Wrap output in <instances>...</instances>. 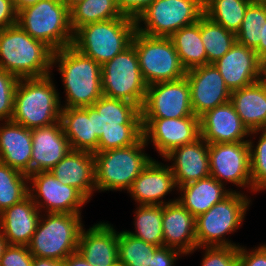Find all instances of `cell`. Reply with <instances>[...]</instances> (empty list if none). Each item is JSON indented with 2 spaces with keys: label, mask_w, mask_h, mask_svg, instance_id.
<instances>
[{
  "label": "cell",
  "mask_w": 266,
  "mask_h": 266,
  "mask_svg": "<svg viewBox=\"0 0 266 266\" xmlns=\"http://www.w3.org/2000/svg\"><path fill=\"white\" fill-rule=\"evenodd\" d=\"M266 22V1L253 0L247 7L242 25L236 34L237 42L255 50L261 39V26Z\"/></svg>",
  "instance_id": "cell-38"
},
{
  "label": "cell",
  "mask_w": 266,
  "mask_h": 266,
  "mask_svg": "<svg viewBox=\"0 0 266 266\" xmlns=\"http://www.w3.org/2000/svg\"><path fill=\"white\" fill-rule=\"evenodd\" d=\"M77 251L92 266H119L118 232L102 221L87 230L83 227Z\"/></svg>",
  "instance_id": "cell-21"
},
{
  "label": "cell",
  "mask_w": 266,
  "mask_h": 266,
  "mask_svg": "<svg viewBox=\"0 0 266 266\" xmlns=\"http://www.w3.org/2000/svg\"><path fill=\"white\" fill-rule=\"evenodd\" d=\"M51 75L18 80L12 122L34 129L60 121L61 97Z\"/></svg>",
  "instance_id": "cell-3"
},
{
  "label": "cell",
  "mask_w": 266,
  "mask_h": 266,
  "mask_svg": "<svg viewBox=\"0 0 266 266\" xmlns=\"http://www.w3.org/2000/svg\"><path fill=\"white\" fill-rule=\"evenodd\" d=\"M17 14L13 0H0V30L17 24Z\"/></svg>",
  "instance_id": "cell-46"
},
{
  "label": "cell",
  "mask_w": 266,
  "mask_h": 266,
  "mask_svg": "<svg viewBox=\"0 0 266 266\" xmlns=\"http://www.w3.org/2000/svg\"><path fill=\"white\" fill-rule=\"evenodd\" d=\"M224 186L226 185L209 175L178 187L177 191L179 190L181 196L177 200L196 218L235 191Z\"/></svg>",
  "instance_id": "cell-29"
},
{
  "label": "cell",
  "mask_w": 266,
  "mask_h": 266,
  "mask_svg": "<svg viewBox=\"0 0 266 266\" xmlns=\"http://www.w3.org/2000/svg\"><path fill=\"white\" fill-rule=\"evenodd\" d=\"M135 20L126 16L89 23L74 32L72 46L101 66L132 44Z\"/></svg>",
  "instance_id": "cell-6"
},
{
  "label": "cell",
  "mask_w": 266,
  "mask_h": 266,
  "mask_svg": "<svg viewBox=\"0 0 266 266\" xmlns=\"http://www.w3.org/2000/svg\"><path fill=\"white\" fill-rule=\"evenodd\" d=\"M33 259L28 246L8 244L0 259V266H32Z\"/></svg>",
  "instance_id": "cell-42"
},
{
  "label": "cell",
  "mask_w": 266,
  "mask_h": 266,
  "mask_svg": "<svg viewBox=\"0 0 266 266\" xmlns=\"http://www.w3.org/2000/svg\"><path fill=\"white\" fill-rule=\"evenodd\" d=\"M195 217L179 202L163 205L162 229L164 246L192 254L197 249Z\"/></svg>",
  "instance_id": "cell-24"
},
{
  "label": "cell",
  "mask_w": 266,
  "mask_h": 266,
  "mask_svg": "<svg viewBox=\"0 0 266 266\" xmlns=\"http://www.w3.org/2000/svg\"><path fill=\"white\" fill-rule=\"evenodd\" d=\"M201 39L207 54V64H213L222 58L237 41L236 34L205 14L201 16Z\"/></svg>",
  "instance_id": "cell-35"
},
{
  "label": "cell",
  "mask_w": 266,
  "mask_h": 266,
  "mask_svg": "<svg viewBox=\"0 0 266 266\" xmlns=\"http://www.w3.org/2000/svg\"><path fill=\"white\" fill-rule=\"evenodd\" d=\"M157 248L130 235L127 230L118 232L119 266H151Z\"/></svg>",
  "instance_id": "cell-36"
},
{
  "label": "cell",
  "mask_w": 266,
  "mask_h": 266,
  "mask_svg": "<svg viewBox=\"0 0 266 266\" xmlns=\"http://www.w3.org/2000/svg\"><path fill=\"white\" fill-rule=\"evenodd\" d=\"M40 0H13L15 9L17 12L21 11L22 9L34 5Z\"/></svg>",
  "instance_id": "cell-50"
},
{
  "label": "cell",
  "mask_w": 266,
  "mask_h": 266,
  "mask_svg": "<svg viewBox=\"0 0 266 266\" xmlns=\"http://www.w3.org/2000/svg\"><path fill=\"white\" fill-rule=\"evenodd\" d=\"M121 17L123 14L116 0H84L70 9V25L73 32L89 23Z\"/></svg>",
  "instance_id": "cell-32"
},
{
  "label": "cell",
  "mask_w": 266,
  "mask_h": 266,
  "mask_svg": "<svg viewBox=\"0 0 266 266\" xmlns=\"http://www.w3.org/2000/svg\"><path fill=\"white\" fill-rule=\"evenodd\" d=\"M262 131V132H261ZM261 133L259 140L254 144V135ZM248 140L250 150V169L252 188L254 193L266 189V130L250 131ZM253 136V137H251Z\"/></svg>",
  "instance_id": "cell-39"
},
{
  "label": "cell",
  "mask_w": 266,
  "mask_h": 266,
  "mask_svg": "<svg viewBox=\"0 0 266 266\" xmlns=\"http://www.w3.org/2000/svg\"><path fill=\"white\" fill-rule=\"evenodd\" d=\"M53 53L18 24L0 30V68L19 79L51 74Z\"/></svg>",
  "instance_id": "cell-4"
},
{
  "label": "cell",
  "mask_w": 266,
  "mask_h": 266,
  "mask_svg": "<svg viewBox=\"0 0 266 266\" xmlns=\"http://www.w3.org/2000/svg\"><path fill=\"white\" fill-rule=\"evenodd\" d=\"M169 38L186 71L207 65V54L201 39V17L197 22L175 31Z\"/></svg>",
  "instance_id": "cell-31"
},
{
  "label": "cell",
  "mask_w": 266,
  "mask_h": 266,
  "mask_svg": "<svg viewBox=\"0 0 266 266\" xmlns=\"http://www.w3.org/2000/svg\"><path fill=\"white\" fill-rule=\"evenodd\" d=\"M238 247L239 266H266V244H261L253 249Z\"/></svg>",
  "instance_id": "cell-43"
},
{
  "label": "cell",
  "mask_w": 266,
  "mask_h": 266,
  "mask_svg": "<svg viewBox=\"0 0 266 266\" xmlns=\"http://www.w3.org/2000/svg\"><path fill=\"white\" fill-rule=\"evenodd\" d=\"M154 0H116L123 16L136 20Z\"/></svg>",
  "instance_id": "cell-44"
},
{
  "label": "cell",
  "mask_w": 266,
  "mask_h": 266,
  "mask_svg": "<svg viewBox=\"0 0 266 266\" xmlns=\"http://www.w3.org/2000/svg\"><path fill=\"white\" fill-rule=\"evenodd\" d=\"M31 134V174L49 172L71 151L61 121L47 127L31 129Z\"/></svg>",
  "instance_id": "cell-23"
},
{
  "label": "cell",
  "mask_w": 266,
  "mask_h": 266,
  "mask_svg": "<svg viewBox=\"0 0 266 266\" xmlns=\"http://www.w3.org/2000/svg\"><path fill=\"white\" fill-rule=\"evenodd\" d=\"M199 125L200 136L208 144L248 142L249 140L250 131L242 123L230 101L201 115Z\"/></svg>",
  "instance_id": "cell-20"
},
{
  "label": "cell",
  "mask_w": 266,
  "mask_h": 266,
  "mask_svg": "<svg viewBox=\"0 0 266 266\" xmlns=\"http://www.w3.org/2000/svg\"><path fill=\"white\" fill-rule=\"evenodd\" d=\"M28 195V175L0 162V213Z\"/></svg>",
  "instance_id": "cell-37"
},
{
  "label": "cell",
  "mask_w": 266,
  "mask_h": 266,
  "mask_svg": "<svg viewBox=\"0 0 266 266\" xmlns=\"http://www.w3.org/2000/svg\"><path fill=\"white\" fill-rule=\"evenodd\" d=\"M19 78L0 68V121H11Z\"/></svg>",
  "instance_id": "cell-40"
},
{
  "label": "cell",
  "mask_w": 266,
  "mask_h": 266,
  "mask_svg": "<svg viewBox=\"0 0 266 266\" xmlns=\"http://www.w3.org/2000/svg\"><path fill=\"white\" fill-rule=\"evenodd\" d=\"M209 144L200 136L192 143L173 149L163 159L170 168L177 188L210 175Z\"/></svg>",
  "instance_id": "cell-22"
},
{
  "label": "cell",
  "mask_w": 266,
  "mask_h": 266,
  "mask_svg": "<svg viewBox=\"0 0 266 266\" xmlns=\"http://www.w3.org/2000/svg\"><path fill=\"white\" fill-rule=\"evenodd\" d=\"M103 96L143 106L147 84L139 67L133 44L101 66Z\"/></svg>",
  "instance_id": "cell-10"
},
{
  "label": "cell",
  "mask_w": 266,
  "mask_h": 266,
  "mask_svg": "<svg viewBox=\"0 0 266 266\" xmlns=\"http://www.w3.org/2000/svg\"><path fill=\"white\" fill-rule=\"evenodd\" d=\"M141 110L142 119H177L193 114L190 86L186 77L147 86Z\"/></svg>",
  "instance_id": "cell-14"
},
{
  "label": "cell",
  "mask_w": 266,
  "mask_h": 266,
  "mask_svg": "<svg viewBox=\"0 0 266 266\" xmlns=\"http://www.w3.org/2000/svg\"><path fill=\"white\" fill-rule=\"evenodd\" d=\"M64 266H92L85 258L77 251L70 254L63 262Z\"/></svg>",
  "instance_id": "cell-47"
},
{
  "label": "cell",
  "mask_w": 266,
  "mask_h": 266,
  "mask_svg": "<svg viewBox=\"0 0 266 266\" xmlns=\"http://www.w3.org/2000/svg\"><path fill=\"white\" fill-rule=\"evenodd\" d=\"M98 152L132 146L143 137L140 108L127 101L102 96L88 106Z\"/></svg>",
  "instance_id": "cell-1"
},
{
  "label": "cell",
  "mask_w": 266,
  "mask_h": 266,
  "mask_svg": "<svg viewBox=\"0 0 266 266\" xmlns=\"http://www.w3.org/2000/svg\"><path fill=\"white\" fill-rule=\"evenodd\" d=\"M7 245H8L7 240L3 237L2 233L0 232V259Z\"/></svg>",
  "instance_id": "cell-51"
},
{
  "label": "cell",
  "mask_w": 266,
  "mask_h": 266,
  "mask_svg": "<svg viewBox=\"0 0 266 266\" xmlns=\"http://www.w3.org/2000/svg\"><path fill=\"white\" fill-rule=\"evenodd\" d=\"M230 102L249 131L266 130V77L231 91Z\"/></svg>",
  "instance_id": "cell-28"
},
{
  "label": "cell",
  "mask_w": 266,
  "mask_h": 266,
  "mask_svg": "<svg viewBox=\"0 0 266 266\" xmlns=\"http://www.w3.org/2000/svg\"><path fill=\"white\" fill-rule=\"evenodd\" d=\"M62 262L51 258H40L34 256L32 266H61Z\"/></svg>",
  "instance_id": "cell-49"
},
{
  "label": "cell",
  "mask_w": 266,
  "mask_h": 266,
  "mask_svg": "<svg viewBox=\"0 0 266 266\" xmlns=\"http://www.w3.org/2000/svg\"><path fill=\"white\" fill-rule=\"evenodd\" d=\"M134 215L135 231L130 235L154 246H164L162 216L163 205H137Z\"/></svg>",
  "instance_id": "cell-33"
},
{
  "label": "cell",
  "mask_w": 266,
  "mask_h": 266,
  "mask_svg": "<svg viewBox=\"0 0 266 266\" xmlns=\"http://www.w3.org/2000/svg\"><path fill=\"white\" fill-rule=\"evenodd\" d=\"M208 153L210 176L222 184L229 182L254 192L248 142L209 144Z\"/></svg>",
  "instance_id": "cell-15"
},
{
  "label": "cell",
  "mask_w": 266,
  "mask_h": 266,
  "mask_svg": "<svg viewBox=\"0 0 266 266\" xmlns=\"http://www.w3.org/2000/svg\"><path fill=\"white\" fill-rule=\"evenodd\" d=\"M253 0H204V14L226 30L237 34L248 5Z\"/></svg>",
  "instance_id": "cell-34"
},
{
  "label": "cell",
  "mask_w": 266,
  "mask_h": 266,
  "mask_svg": "<svg viewBox=\"0 0 266 266\" xmlns=\"http://www.w3.org/2000/svg\"><path fill=\"white\" fill-rule=\"evenodd\" d=\"M32 150L31 129L12 121L0 123V162L30 175Z\"/></svg>",
  "instance_id": "cell-27"
},
{
  "label": "cell",
  "mask_w": 266,
  "mask_h": 266,
  "mask_svg": "<svg viewBox=\"0 0 266 266\" xmlns=\"http://www.w3.org/2000/svg\"><path fill=\"white\" fill-rule=\"evenodd\" d=\"M62 1L67 5L69 9H71L74 5L84 0H62Z\"/></svg>",
  "instance_id": "cell-52"
},
{
  "label": "cell",
  "mask_w": 266,
  "mask_h": 266,
  "mask_svg": "<svg viewBox=\"0 0 266 266\" xmlns=\"http://www.w3.org/2000/svg\"><path fill=\"white\" fill-rule=\"evenodd\" d=\"M60 121L71 150L98 152L99 138L93 134L92 117L86 107H62Z\"/></svg>",
  "instance_id": "cell-30"
},
{
  "label": "cell",
  "mask_w": 266,
  "mask_h": 266,
  "mask_svg": "<svg viewBox=\"0 0 266 266\" xmlns=\"http://www.w3.org/2000/svg\"><path fill=\"white\" fill-rule=\"evenodd\" d=\"M252 200L240 191H232L207 212L195 218L197 249L204 247H239L226 235L236 232L245 220L246 211Z\"/></svg>",
  "instance_id": "cell-5"
},
{
  "label": "cell",
  "mask_w": 266,
  "mask_h": 266,
  "mask_svg": "<svg viewBox=\"0 0 266 266\" xmlns=\"http://www.w3.org/2000/svg\"><path fill=\"white\" fill-rule=\"evenodd\" d=\"M190 86L193 114L198 118L205 112L230 101L231 91L214 64L186 71Z\"/></svg>",
  "instance_id": "cell-17"
},
{
  "label": "cell",
  "mask_w": 266,
  "mask_h": 266,
  "mask_svg": "<svg viewBox=\"0 0 266 266\" xmlns=\"http://www.w3.org/2000/svg\"><path fill=\"white\" fill-rule=\"evenodd\" d=\"M28 183L29 196L41 213L81 215V207L89 202L78 189L64 185L51 172L32 173Z\"/></svg>",
  "instance_id": "cell-13"
},
{
  "label": "cell",
  "mask_w": 266,
  "mask_h": 266,
  "mask_svg": "<svg viewBox=\"0 0 266 266\" xmlns=\"http://www.w3.org/2000/svg\"><path fill=\"white\" fill-rule=\"evenodd\" d=\"M143 137L164 158L173 149L200 137L198 117L177 119H142Z\"/></svg>",
  "instance_id": "cell-16"
},
{
  "label": "cell",
  "mask_w": 266,
  "mask_h": 266,
  "mask_svg": "<svg viewBox=\"0 0 266 266\" xmlns=\"http://www.w3.org/2000/svg\"><path fill=\"white\" fill-rule=\"evenodd\" d=\"M49 172L64 185L78 189L89 201L96 191L95 160L92 152L71 150Z\"/></svg>",
  "instance_id": "cell-26"
},
{
  "label": "cell",
  "mask_w": 266,
  "mask_h": 266,
  "mask_svg": "<svg viewBox=\"0 0 266 266\" xmlns=\"http://www.w3.org/2000/svg\"><path fill=\"white\" fill-rule=\"evenodd\" d=\"M132 44L137 52L141 74L147 86L179 80L186 76V70L169 37H153L136 31Z\"/></svg>",
  "instance_id": "cell-11"
},
{
  "label": "cell",
  "mask_w": 266,
  "mask_h": 266,
  "mask_svg": "<svg viewBox=\"0 0 266 266\" xmlns=\"http://www.w3.org/2000/svg\"><path fill=\"white\" fill-rule=\"evenodd\" d=\"M255 52L257 53L258 58L266 65V22L261 26V39Z\"/></svg>",
  "instance_id": "cell-48"
},
{
  "label": "cell",
  "mask_w": 266,
  "mask_h": 266,
  "mask_svg": "<svg viewBox=\"0 0 266 266\" xmlns=\"http://www.w3.org/2000/svg\"><path fill=\"white\" fill-rule=\"evenodd\" d=\"M148 144L142 137L136 144L95 152L96 191L129 190L133 181L153 159L146 154Z\"/></svg>",
  "instance_id": "cell-7"
},
{
  "label": "cell",
  "mask_w": 266,
  "mask_h": 266,
  "mask_svg": "<svg viewBox=\"0 0 266 266\" xmlns=\"http://www.w3.org/2000/svg\"><path fill=\"white\" fill-rule=\"evenodd\" d=\"M201 266H239L238 247H204Z\"/></svg>",
  "instance_id": "cell-41"
},
{
  "label": "cell",
  "mask_w": 266,
  "mask_h": 266,
  "mask_svg": "<svg viewBox=\"0 0 266 266\" xmlns=\"http://www.w3.org/2000/svg\"><path fill=\"white\" fill-rule=\"evenodd\" d=\"M203 14L204 0H154L135 20L136 31L153 37H170L197 22Z\"/></svg>",
  "instance_id": "cell-12"
},
{
  "label": "cell",
  "mask_w": 266,
  "mask_h": 266,
  "mask_svg": "<svg viewBox=\"0 0 266 266\" xmlns=\"http://www.w3.org/2000/svg\"><path fill=\"white\" fill-rule=\"evenodd\" d=\"M41 211L28 195L0 213V232L10 245L28 246L41 218Z\"/></svg>",
  "instance_id": "cell-25"
},
{
  "label": "cell",
  "mask_w": 266,
  "mask_h": 266,
  "mask_svg": "<svg viewBox=\"0 0 266 266\" xmlns=\"http://www.w3.org/2000/svg\"><path fill=\"white\" fill-rule=\"evenodd\" d=\"M175 188L177 190L170 165L152 159L133 181L127 193H130L137 205H165L177 201L176 198L168 202L163 200Z\"/></svg>",
  "instance_id": "cell-19"
},
{
  "label": "cell",
  "mask_w": 266,
  "mask_h": 266,
  "mask_svg": "<svg viewBox=\"0 0 266 266\" xmlns=\"http://www.w3.org/2000/svg\"><path fill=\"white\" fill-rule=\"evenodd\" d=\"M179 256L184 255L178 250L166 246L158 247L154 252L151 266H175L176 260L181 258Z\"/></svg>",
  "instance_id": "cell-45"
},
{
  "label": "cell",
  "mask_w": 266,
  "mask_h": 266,
  "mask_svg": "<svg viewBox=\"0 0 266 266\" xmlns=\"http://www.w3.org/2000/svg\"><path fill=\"white\" fill-rule=\"evenodd\" d=\"M46 214V215H45ZM82 217L79 214L44 213L28 245L33 256L63 262L77 252Z\"/></svg>",
  "instance_id": "cell-9"
},
{
  "label": "cell",
  "mask_w": 266,
  "mask_h": 266,
  "mask_svg": "<svg viewBox=\"0 0 266 266\" xmlns=\"http://www.w3.org/2000/svg\"><path fill=\"white\" fill-rule=\"evenodd\" d=\"M213 64L230 91L241 89L265 77V64L258 58L255 50L237 41Z\"/></svg>",
  "instance_id": "cell-18"
},
{
  "label": "cell",
  "mask_w": 266,
  "mask_h": 266,
  "mask_svg": "<svg viewBox=\"0 0 266 266\" xmlns=\"http://www.w3.org/2000/svg\"><path fill=\"white\" fill-rule=\"evenodd\" d=\"M17 24L54 52L72 45L70 9L62 0H40L17 14Z\"/></svg>",
  "instance_id": "cell-8"
},
{
  "label": "cell",
  "mask_w": 266,
  "mask_h": 266,
  "mask_svg": "<svg viewBox=\"0 0 266 266\" xmlns=\"http://www.w3.org/2000/svg\"><path fill=\"white\" fill-rule=\"evenodd\" d=\"M54 65H58L66 93L62 107L92 106L103 96L101 65L91 57L70 45L53 53Z\"/></svg>",
  "instance_id": "cell-2"
}]
</instances>
